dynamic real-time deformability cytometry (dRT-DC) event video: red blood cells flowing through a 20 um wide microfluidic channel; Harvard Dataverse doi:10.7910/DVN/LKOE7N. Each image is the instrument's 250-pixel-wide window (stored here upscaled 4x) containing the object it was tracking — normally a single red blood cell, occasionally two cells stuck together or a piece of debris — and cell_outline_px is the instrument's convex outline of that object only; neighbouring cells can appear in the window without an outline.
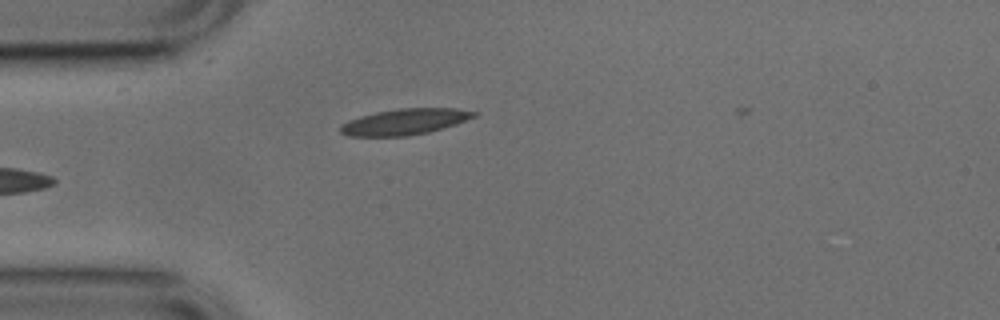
{"species": "common noctule bat (a hibernating species)", "species_latin": "Nyctalus noctula", "temperature_condition": "cold", "stored_images_in_passage": 5, "camera_frame_rate_fps": 3000, "um_per_image_px": 0.085, "animal": {"sex": "male", "body_mass_g": 17.9, "forearm_length_mm": 54.2}, "frame": {"image": 1, "passage_image": 5, "time_ms": 1.333, "image_size_px": [1000, 320], "cell_outline_px": [[480, 112], [476, 116], [456, 124], [428, 132], [404, 136], [348, 136], [340, 132], [340, 124], [348, 120], [360, 116], [376, 112], [400, 108], [456, 108]], "centroid_in_image_um": [34.4, 10.34], "position_along_channel_um": 50.6, "area_um2": 20.23}}